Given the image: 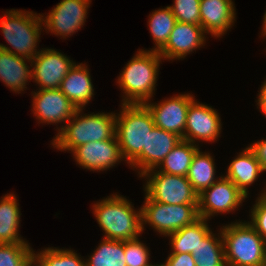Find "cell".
<instances>
[{
	"label": "cell",
	"instance_id": "cell-7",
	"mask_svg": "<svg viewBox=\"0 0 266 266\" xmlns=\"http://www.w3.org/2000/svg\"><path fill=\"white\" fill-rule=\"evenodd\" d=\"M144 194L145 201L141 206L142 232L148 223L159 235L167 237L200 218L198 205L164 204L153 201L146 193Z\"/></svg>",
	"mask_w": 266,
	"mask_h": 266
},
{
	"label": "cell",
	"instance_id": "cell-9",
	"mask_svg": "<svg viewBox=\"0 0 266 266\" xmlns=\"http://www.w3.org/2000/svg\"><path fill=\"white\" fill-rule=\"evenodd\" d=\"M247 197L224 175L209 188L198 195V212L201 218L211 219V216L231 213L246 200Z\"/></svg>",
	"mask_w": 266,
	"mask_h": 266
},
{
	"label": "cell",
	"instance_id": "cell-32",
	"mask_svg": "<svg viewBox=\"0 0 266 266\" xmlns=\"http://www.w3.org/2000/svg\"><path fill=\"white\" fill-rule=\"evenodd\" d=\"M124 253L127 266H150V252L139 238L124 241Z\"/></svg>",
	"mask_w": 266,
	"mask_h": 266
},
{
	"label": "cell",
	"instance_id": "cell-23",
	"mask_svg": "<svg viewBox=\"0 0 266 266\" xmlns=\"http://www.w3.org/2000/svg\"><path fill=\"white\" fill-rule=\"evenodd\" d=\"M204 218H199L194 223L168 235L171 243L170 254L189 253L197 248L203 239L212 231Z\"/></svg>",
	"mask_w": 266,
	"mask_h": 266
},
{
	"label": "cell",
	"instance_id": "cell-12",
	"mask_svg": "<svg viewBox=\"0 0 266 266\" xmlns=\"http://www.w3.org/2000/svg\"><path fill=\"white\" fill-rule=\"evenodd\" d=\"M219 113L212 106L193 100L187 112L183 140L199 145L200 141L217 142L222 124ZM198 140V141H197ZM197 141V142H196Z\"/></svg>",
	"mask_w": 266,
	"mask_h": 266
},
{
	"label": "cell",
	"instance_id": "cell-20",
	"mask_svg": "<svg viewBox=\"0 0 266 266\" xmlns=\"http://www.w3.org/2000/svg\"><path fill=\"white\" fill-rule=\"evenodd\" d=\"M261 173L264 172L260 163L256 160L252 150L247 146L230 162L225 177L248 198L250 194L248 186L256 182Z\"/></svg>",
	"mask_w": 266,
	"mask_h": 266
},
{
	"label": "cell",
	"instance_id": "cell-28",
	"mask_svg": "<svg viewBox=\"0 0 266 266\" xmlns=\"http://www.w3.org/2000/svg\"><path fill=\"white\" fill-rule=\"evenodd\" d=\"M176 22V17L169 6L149 14L148 30L155 42L154 48L150 51L159 52L166 45Z\"/></svg>",
	"mask_w": 266,
	"mask_h": 266
},
{
	"label": "cell",
	"instance_id": "cell-31",
	"mask_svg": "<svg viewBox=\"0 0 266 266\" xmlns=\"http://www.w3.org/2000/svg\"><path fill=\"white\" fill-rule=\"evenodd\" d=\"M169 7L178 22L201 25L200 0H174Z\"/></svg>",
	"mask_w": 266,
	"mask_h": 266
},
{
	"label": "cell",
	"instance_id": "cell-4",
	"mask_svg": "<svg viewBox=\"0 0 266 266\" xmlns=\"http://www.w3.org/2000/svg\"><path fill=\"white\" fill-rule=\"evenodd\" d=\"M155 127L153 116L145 104H122L116 115V138L123 159L131 164L147 150L148 134Z\"/></svg>",
	"mask_w": 266,
	"mask_h": 266
},
{
	"label": "cell",
	"instance_id": "cell-8",
	"mask_svg": "<svg viewBox=\"0 0 266 266\" xmlns=\"http://www.w3.org/2000/svg\"><path fill=\"white\" fill-rule=\"evenodd\" d=\"M140 177L146 178L144 192L153 201L171 205H198V193L186 176L170 175L154 168Z\"/></svg>",
	"mask_w": 266,
	"mask_h": 266
},
{
	"label": "cell",
	"instance_id": "cell-39",
	"mask_svg": "<svg viewBox=\"0 0 266 266\" xmlns=\"http://www.w3.org/2000/svg\"><path fill=\"white\" fill-rule=\"evenodd\" d=\"M150 266H164V265H163V263H161V264H154V265L151 264Z\"/></svg>",
	"mask_w": 266,
	"mask_h": 266
},
{
	"label": "cell",
	"instance_id": "cell-13",
	"mask_svg": "<svg viewBox=\"0 0 266 266\" xmlns=\"http://www.w3.org/2000/svg\"><path fill=\"white\" fill-rule=\"evenodd\" d=\"M194 99L193 94L186 93L170 96L159 103H151L150 100L145 105L151 112L156 127L174 133L183 140L187 112Z\"/></svg>",
	"mask_w": 266,
	"mask_h": 266
},
{
	"label": "cell",
	"instance_id": "cell-5",
	"mask_svg": "<svg viewBox=\"0 0 266 266\" xmlns=\"http://www.w3.org/2000/svg\"><path fill=\"white\" fill-rule=\"evenodd\" d=\"M3 15L0 20L1 32L12 48L0 43V49L32 60L41 51V49H36L43 29L41 14L11 9Z\"/></svg>",
	"mask_w": 266,
	"mask_h": 266
},
{
	"label": "cell",
	"instance_id": "cell-25",
	"mask_svg": "<svg viewBox=\"0 0 266 266\" xmlns=\"http://www.w3.org/2000/svg\"><path fill=\"white\" fill-rule=\"evenodd\" d=\"M197 144L181 140L156 167L157 171L170 175L186 176L195 153L199 150Z\"/></svg>",
	"mask_w": 266,
	"mask_h": 266
},
{
	"label": "cell",
	"instance_id": "cell-10",
	"mask_svg": "<svg viewBox=\"0 0 266 266\" xmlns=\"http://www.w3.org/2000/svg\"><path fill=\"white\" fill-rule=\"evenodd\" d=\"M90 4L91 0L60 1L46 16L41 14L44 29L66 39L83 27Z\"/></svg>",
	"mask_w": 266,
	"mask_h": 266
},
{
	"label": "cell",
	"instance_id": "cell-3",
	"mask_svg": "<svg viewBox=\"0 0 266 266\" xmlns=\"http://www.w3.org/2000/svg\"><path fill=\"white\" fill-rule=\"evenodd\" d=\"M128 199L112 194L94 203L93 214L104 231V239L127 241L142 234L141 207L134 209Z\"/></svg>",
	"mask_w": 266,
	"mask_h": 266
},
{
	"label": "cell",
	"instance_id": "cell-34",
	"mask_svg": "<svg viewBox=\"0 0 266 266\" xmlns=\"http://www.w3.org/2000/svg\"><path fill=\"white\" fill-rule=\"evenodd\" d=\"M164 266H195V261L192 254L180 253V254H169Z\"/></svg>",
	"mask_w": 266,
	"mask_h": 266
},
{
	"label": "cell",
	"instance_id": "cell-21",
	"mask_svg": "<svg viewBox=\"0 0 266 266\" xmlns=\"http://www.w3.org/2000/svg\"><path fill=\"white\" fill-rule=\"evenodd\" d=\"M26 61L31 63V60L0 49V80L18 94L26 90L27 82L32 80V69Z\"/></svg>",
	"mask_w": 266,
	"mask_h": 266
},
{
	"label": "cell",
	"instance_id": "cell-22",
	"mask_svg": "<svg viewBox=\"0 0 266 266\" xmlns=\"http://www.w3.org/2000/svg\"><path fill=\"white\" fill-rule=\"evenodd\" d=\"M0 199V244L28 243L19 234L21 211L15 194Z\"/></svg>",
	"mask_w": 266,
	"mask_h": 266
},
{
	"label": "cell",
	"instance_id": "cell-15",
	"mask_svg": "<svg viewBox=\"0 0 266 266\" xmlns=\"http://www.w3.org/2000/svg\"><path fill=\"white\" fill-rule=\"evenodd\" d=\"M38 90V91H37ZM32 92V111L44 124L67 123L77 111L76 106L57 89H37Z\"/></svg>",
	"mask_w": 266,
	"mask_h": 266
},
{
	"label": "cell",
	"instance_id": "cell-17",
	"mask_svg": "<svg viewBox=\"0 0 266 266\" xmlns=\"http://www.w3.org/2000/svg\"><path fill=\"white\" fill-rule=\"evenodd\" d=\"M181 140L180 136L155 126L148 134L147 150H143L129 166L138 170L140 177L146 171L156 168Z\"/></svg>",
	"mask_w": 266,
	"mask_h": 266
},
{
	"label": "cell",
	"instance_id": "cell-37",
	"mask_svg": "<svg viewBox=\"0 0 266 266\" xmlns=\"http://www.w3.org/2000/svg\"><path fill=\"white\" fill-rule=\"evenodd\" d=\"M261 36L266 37V12L263 16V24H262Z\"/></svg>",
	"mask_w": 266,
	"mask_h": 266
},
{
	"label": "cell",
	"instance_id": "cell-30",
	"mask_svg": "<svg viewBox=\"0 0 266 266\" xmlns=\"http://www.w3.org/2000/svg\"><path fill=\"white\" fill-rule=\"evenodd\" d=\"M34 253L29 243L0 244V266H30Z\"/></svg>",
	"mask_w": 266,
	"mask_h": 266
},
{
	"label": "cell",
	"instance_id": "cell-26",
	"mask_svg": "<svg viewBox=\"0 0 266 266\" xmlns=\"http://www.w3.org/2000/svg\"><path fill=\"white\" fill-rule=\"evenodd\" d=\"M218 232L211 231L192 252L195 266H227L222 233Z\"/></svg>",
	"mask_w": 266,
	"mask_h": 266
},
{
	"label": "cell",
	"instance_id": "cell-24",
	"mask_svg": "<svg viewBox=\"0 0 266 266\" xmlns=\"http://www.w3.org/2000/svg\"><path fill=\"white\" fill-rule=\"evenodd\" d=\"M215 166L211 153L201 150L195 153L186 177L198 195L219 179V177H215Z\"/></svg>",
	"mask_w": 266,
	"mask_h": 266
},
{
	"label": "cell",
	"instance_id": "cell-6",
	"mask_svg": "<svg viewBox=\"0 0 266 266\" xmlns=\"http://www.w3.org/2000/svg\"><path fill=\"white\" fill-rule=\"evenodd\" d=\"M227 266H266V241L247 222L220 227Z\"/></svg>",
	"mask_w": 266,
	"mask_h": 266
},
{
	"label": "cell",
	"instance_id": "cell-11",
	"mask_svg": "<svg viewBox=\"0 0 266 266\" xmlns=\"http://www.w3.org/2000/svg\"><path fill=\"white\" fill-rule=\"evenodd\" d=\"M75 64L65 54L53 48H42L31 60L33 82L38 84V89L60 88L61 81Z\"/></svg>",
	"mask_w": 266,
	"mask_h": 266
},
{
	"label": "cell",
	"instance_id": "cell-27",
	"mask_svg": "<svg viewBox=\"0 0 266 266\" xmlns=\"http://www.w3.org/2000/svg\"><path fill=\"white\" fill-rule=\"evenodd\" d=\"M85 259V266H127L124 241L102 239L96 250Z\"/></svg>",
	"mask_w": 266,
	"mask_h": 266
},
{
	"label": "cell",
	"instance_id": "cell-29",
	"mask_svg": "<svg viewBox=\"0 0 266 266\" xmlns=\"http://www.w3.org/2000/svg\"><path fill=\"white\" fill-rule=\"evenodd\" d=\"M74 251L71 248H44L34 253L32 264L34 266H85V259Z\"/></svg>",
	"mask_w": 266,
	"mask_h": 266
},
{
	"label": "cell",
	"instance_id": "cell-33",
	"mask_svg": "<svg viewBox=\"0 0 266 266\" xmlns=\"http://www.w3.org/2000/svg\"><path fill=\"white\" fill-rule=\"evenodd\" d=\"M248 223L266 241V195L258 196L251 212Z\"/></svg>",
	"mask_w": 266,
	"mask_h": 266
},
{
	"label": "cell",
	"instance_id": "cell-1",
	"mask_svg": "<svg viewBox=\"0 0 266 266\" xmlns=\"http://www.w3.org/2000/svg\"><path fill=\"white\" fill-rule=\"evenodd\" d=\"M162 60L158 52L139 49L135 53L117 79L124 94L122 104H145L153 98Z\"/></svg>",
	"mask_w": 266,
	"mask_h": 266
},
{
	"label": "cell",
	"instance_id": "cell-38",
	"mask_svg": "<svg viewBox=\"0 0 266 266\" xmlns=\"http://www.w3.org/2000/svg\"><path fill=\"white\" fill-rule=\"evenodd\" d=\"M259 196H263V195H266V187H265V189L263 188V190L261 191V193L260 194H258Z\"/></svg>",
	"mask_w": 266,
	"mask_h": 266
},
{
	"label": "cell",
	"instance_id": "cell-2",
	"mask_svg": "<svg viewBox=\"0 0 266 266\" xmlns=\"http://www.w3.org/2000/svg\"><path fill=\"white\" fill-rule=\"evenodd\" d=\"M77 109L72 118L60 128L57 135L51 140L53 148L60 151H72L79 145L89 142L111 139L116 132L117 113H82ZM82 114V115H81Z\"/></svg>",
	"mask_w": 266,
	"mask_h": 266
},
{
	"label": "cell",
	"instance_id": "cell-19",
	"mask_svg": "<svg viewBox=\"0 0 266 266\" xmlns=\"http://www.w3.org/2000/svg\"><path fill=\"white\" fill-rule=\"evenodd\" d=\"M91 81V75L86 64L78 63L61 81L59 89L77 109H84L95 94Z\"/></svg>",
	"mask_w": 266,
	"mask_h": 266
},
{
	"label": "cell",
	"instance_id": "cell-18",
	"mask_svg": "<svg viewBox=\"0 0 266 266\" xmlns=\"http://www.w3.org/2000/svg\"><path fill=\"white\" fill-rule=\"evenodd\" d=\"M232 0H200L201 27L212 37L224 36L234 26L236 8Z\"/></svg>",
	"mask_w": 266,
	"mask_h": 266
},
{
	"label": "cell",
	"instance_id": "cell-35",
	"mask_svg": "<svg viewBox=\"0 0 266 266\" xmlns=\"http://www.w3.org/2000/svg\"><path fill=\"white\" fill-rule=\"evenodd\" d=\"M254 153L256 160L260 163L262 171L266 172V139L256 141L248 146Z\"/></svg>",
	"mask_w": 266,
	"mask_h": 266
},
{
	"label": "cell",
	"instance_id": "cell-36",
	"mask_svg": "<svg viewBox=\"0 0 266 266\" xmlns=\"http://www.w3.org/2000/svg\"><path fill=\"white\" fill-rule=\"evenodd\" d=\"M258 100H256L259 111L266 116V79L261 85L260 91L258 93Z\"/></svg>",
	"mask_w": 266,
	"mask_h": 266
},
{
	"label": "cell",
	"instance_id": "cell-14",
	"mask_svg": "<svg viewBox=\"0 0 266 266\" xmlns=\"http://www.w3.org/2000/svg\"><path fill=\"white\" fill-rule=\"evenodd\" d=\"M76 164L90 171H105L124 161L116 135L107 140L92 141L74 148Z\"/></svg>",
	"mask_w": 266,
	"mask_h": 266
},
{
	"label": "cell",
	"instance_id": "cell-16",
	"mask_svg": "<svg viewBox=\"0 0 266 266\" xmlns=\"http://www.w3.org/2000/svg\"><path fill=\"white\" fill-rule=\"evenodd\" d=\"M205 31L201 25L176 22L166 45L158 52L164 60L184 59L205 46Z\"/></svg>",
	"mask_w": 266,
	"mask_h": 266
}]
</instances>
